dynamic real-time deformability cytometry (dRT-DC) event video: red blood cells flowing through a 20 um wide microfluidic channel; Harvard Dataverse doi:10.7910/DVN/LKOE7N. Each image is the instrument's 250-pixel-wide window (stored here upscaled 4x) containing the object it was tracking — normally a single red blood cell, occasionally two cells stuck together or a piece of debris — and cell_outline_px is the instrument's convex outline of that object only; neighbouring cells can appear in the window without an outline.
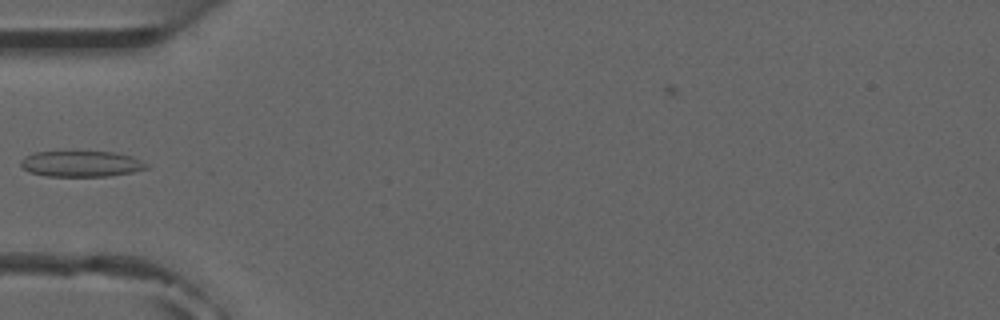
{"species": "common noctule bat (a hibernating species)", "species_latin": "Nyctalus noctula", "temperature_condition": "room temperature", "stored_images_in_passage": 6, "camera_frame_rate_fps": 3000, "um_per_image_px": 0.085, "animal": {"sex": "male", "forearm_length_mm": 52.5}, "frame": {"image": 1, "passage_image": 5, "time_ms": 4.667, "image_size_px": [1000, 320], "cell_outline_px": [[148, 168], [132, 172], [108, 176], [44, 176], [28, 172], [20, 164], [20, 160], [24, 156], [32, 152], [72, 148], [112, 152], [132, 156], [148, 164]], "centroid_in_image_um": [6.82, 13.86], "position_along_channel_um": 78.2, "area_um2": 20.11}}
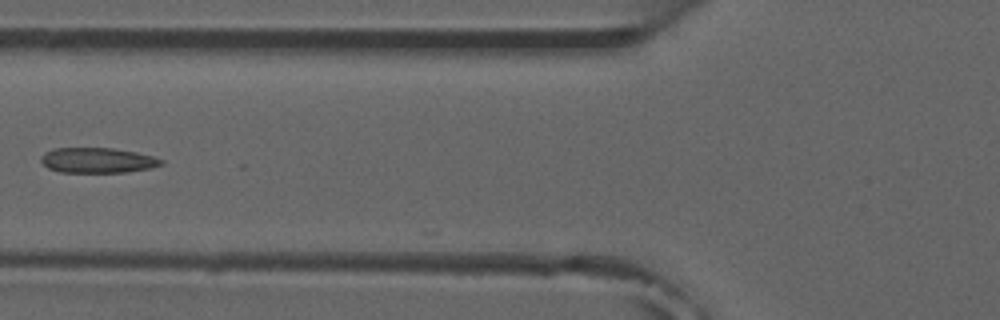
{"frame": {"image": 2, "passage_image": 6, "time_ms": 5.667, "image_size_px": [1000, 320], "cell_outline_px": [[164, 164], [152, 168], [128, 172], [60, 172], [48, 168], [40, 160], [40, 156], [44, 152], [52, 148], [112, 148], [136, 152], [152, 156], [164, 160]], "centroid_in_image_um": [8.29, 13.62], "position_along_channel_um": 117.5, "area_um2": 17.8}}